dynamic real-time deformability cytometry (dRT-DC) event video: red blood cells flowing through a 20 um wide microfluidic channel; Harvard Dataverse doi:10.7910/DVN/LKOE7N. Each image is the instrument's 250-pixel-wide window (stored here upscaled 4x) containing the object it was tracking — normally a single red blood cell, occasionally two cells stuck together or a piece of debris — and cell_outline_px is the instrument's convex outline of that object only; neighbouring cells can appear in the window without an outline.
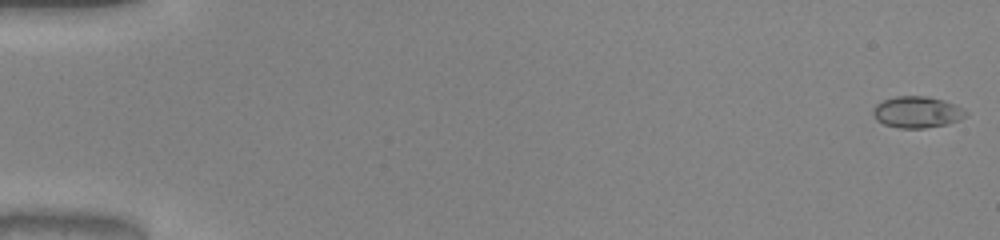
{"species": "common noctule bat (a hibernating species)", "species_latin": "Nyctalus noctula", "temperature_condition": "warm", "stored_images_in_passage": 8, "camera_frame_rate_fps": 3000, "um_per_image_px": 0.085, "animal": {"sex": "male", "body_mass_g": 20.0, "forearm_length_mm": 53.3}, "frame": {"image": 1, "passage_image": 1, "time_ms": 0.0, "image_size_px": [1000, 240], "cell_outline_px": [[968, 116], [960, 120], [948, 124], [924, 128], [900, 128], [884, 124], [876, 120], [872, 112], [872, 108], [876, 104], [884, 100], [896, 96], [924, 96], [944, 100], [956, 104], [968, 112]], "centroid_in_image_um": [77.97, 9.53], "position_along_channel_um": 7.0, "area_um2": 17.17}}